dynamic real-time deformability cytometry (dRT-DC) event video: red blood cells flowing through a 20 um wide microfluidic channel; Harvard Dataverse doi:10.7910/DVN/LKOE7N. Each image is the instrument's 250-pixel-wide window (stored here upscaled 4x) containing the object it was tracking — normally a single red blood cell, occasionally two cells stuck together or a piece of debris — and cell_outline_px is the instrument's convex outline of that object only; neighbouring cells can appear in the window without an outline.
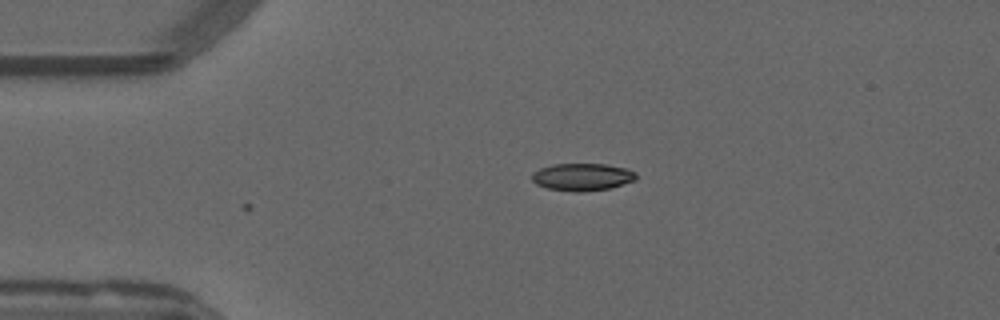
{"species": "common noctule bat (a hibernating species)", "species_latin": "Nyctalus noctula", "temperature_condition": "warm", "stored_images_in_passage": 4, "camera_frame_rate_fps": 3000, "um_per_image_px": 0.085, "animal": {"sex": "male", "forearm_length_mm": 52.5}, "frame": {"image": 1, "passage_image": 1, "time_ms": 0.0, "image_size_px": [1000, 320], "cell_outline_px": [[636, 180], [612, 188], [580, 192], [576, 192], [548, 188], [536, 184], [532, 180], [532, 172], [540, 168], [552, 164], [604, 164], [628, 168], [636, 172]], "centroid_in_image_um": [49.52, 15.04], "position_along_channel_um": 35.5, "area_um2": 16.76}}